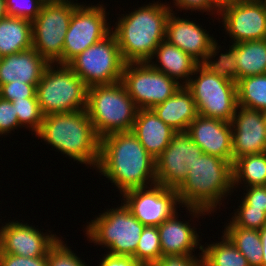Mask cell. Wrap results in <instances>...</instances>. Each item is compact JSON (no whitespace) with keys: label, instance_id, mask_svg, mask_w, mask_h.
Instances as JSON below:
<instances>
[{"label":"cell","instance_id":"6da1fadb","mask_svg":"<svg viewBox=\"0 0 266 266\" xmlns=\"http://www.w3.org/2000/svg\"><path fill=\"white\" fill-rule=\"evenodd\" d=\"M155 160L132 131L106 135L100 139L97 170L114 183L121 194L156 182ZM148 181V182H147Z\"/></svg>","mask_w":266,"mask_h":266},{"label":"cell","instance_id":"7a4b0ae2","mask_svg":"<svg viewBox=\"0 0 266 266\" xmlns=\"http://www.w3.org/2000/svg\"><path fill=\"white\" fill-rule=\"evenodd\" d=\"M187 167V177L176 189L181 205L193 215L211 214L231 189L233 192V164L202 153Z\"/></svg>","mask_w":266,"mask_h":266},{"label":"cell","instance_id":"3957f363","mask_svg":"<svg viewBox=\"0 0 266 266\" xmlns=\"http://www.w3.org/2000/svg\"><path fill=\"white\" fill-rule=\"evenodd\" d=\"M170 6L153 3L135 9L118 20L115 30L123 60L128 62H148L155 49L165 40Z\"/></svg>","mask_w":266,"mask_h":266},{"label":"cell","instance_id":"277c9868","mask_svg":"<svg viewBox=\"0 0 266 266\" xmlns=\"http://www.w3.org/2000/svg\"><path fill=\"white\" fill-rule=\"evenodd\" d=\"M35 135L74 161L94 168L99 163L100 138L86 109L44 116Z\"/></svg>","mask_w":266,"mask_h":266},{"label":"cell","instance_id":"5b68a950","mask_svg":"<svg viewBox=\"0 0 266 266\" xmlns=\"http://www.w3.org/2000/svg\"><path fill=\"white\" fill-rule=\"evenodd\" d=\"M86 111L101 139L112 133L131 131L138 108L120 81L89 87Z\"/></svg>","mask_w":266,"mask_h":266},{"label":"cell","instance_id":"8992f818","mask_svg":"<svg viewBox=\"0 0 266 266\" xmlns=\"http://www.w3.org/2000/svg\"><path fill=\"white\" fill-rule=\"evenodd\" d=\"M52 65L46 67L36 86L42 114L47 116L86 109L88 87L84 81L67 64H58L57 70Z\"/></svg>","mask_w":266,"mask_h":266},{"label":"cell","instance_id":"52a82bcc","mask_svg":"<svg viewBox=\"0 0 266 266\" xmlns=\"http://www.w3.org/2000/svg\"><path fill=\"white\" fill-rule=\"evenodd\" d=\"M122 204L91 220L85 232L91 242L110 249L108 254L134 258L145 225L131 214L124 203Z\"/></svg>","mask_w":266,"mask_h":266},{"label":"cell","instance_id":"ba28073f","mask_svg":"<svg viewBox=\"0 0 266 266\" xmlns=\"http://www.w3.org/2000/svg\"><path fill=\"white\" fill-rule=\"evenodd\" d=\"M77 6L70 0H46L32 21V47L49 64H63L65 35Z\"/></svg>","mask_w":266,"mask_h":266},{"label":"cell","instance_id":"9c48e42d","mask_svg":"<svg viewBox=\"0 0 266 266\" xmlns=\"http://www.w3.org/2000/svg\"><path fill=\"white\" fill-rule=\"evenodd\" d=\"M125 64L116 36L111 32L103 40L78 54L67 65L89 88L120 82Z\"/></svg>","mask_w":266,"mask_h":266},{"label":"cell","instance_id":"30bf717a","mask_svg":"<svg viewBox=\"0 0 266 266\" xmlns=\"http://www.w3.org/2000/svg\"><path fill=\"white\" fill-rule=\"evenodd\" d=\"M198 73L197 78L185 85L195 100L198 114L231 123L238 106L236 82L218 77L201 64L193 74Z\"/></svg>","mask_w":266,"mask_h":266},{"label":"cell","instance_id":"8fae6325","mask_svg":"<svg viewBox=\"0 0 266 266\" xmlns=\"http://www.w3.org/2000/svg\"><path fill=\"white\" fill-rule=\"evenodd\" d=\"M121 82L138 109H152L174 95L182 86L148 62L126 63Z\"/></svg>","mask_w":266,"mask_h":266},{"label":"cell","instance_id":"7c38bea8","mask_svg":"<svg viewBox=\"0 0 266 266\" xmlns=\"http://www.w3.org/2000/svg\"><path fill=\"white\" fill-rule=\"evenodd\" d=\"M102 5H78L69 23L63 48V64H68L88 47L103 40L111 33Z\"/></svg>","mask_w":266,"mask_h":266},{"label":"cell","instance_id":"4fadbf2b","mask_svg":"<svg viewBox=\"0 0 266 266\" xmlns=\"http://www.w3.org/2000/svg\"><path fill=\"white\" fill-rule=\"evenodd\" d=\"M122 195L125 206L145 226H159L177 213L176 205L180 204L176 189L158 183L150 187L132 189Z\"/></svg>","mask_w":266,"mask_h":266},{"label":"cell","instance_id":"5bb4252c","mask_svg":"<svg viewBox=\"0 0 266 266\" xmlns=\"http://www.w3.org/2000/svg\"><path fill=\"white\" fill-rule=\"evenodd\" d=\"M234 43L266 39V2L235 0L219 10Z\"/></svg>","mask_w":266,"mask_h":266},{"label":"cell","instance_id":"9a60e30c","mask_svg":"<svg viewBox=\"0 0 266 266\" xmlns=\"http://www.w3.org/2000/svg\"><path fill=\"white\" fill-rule=\"evenodd\" d=\"M202 153L186 131L176 132L169 145L155 160L156 182L167 188L177 189L187 177V164H191Z\"/></svg>","mask_w":266,"mask_h":266},{"label":"cell","instance_id":"2e32d148","mask_svg":"<svg viewBox=\"0 0 266 266\" xmlns=\"http://www.w3.org/2000/svg\"><path fill=\"white\" fill-rule=\"evenodd\" d=\"M58 240L54 234L46 235L29 224L9 222L0 229V253L32 258L47 256Z\"/></svg>","mask_w":266,"mask_h":266},{"label":"cell","instance_id":"e0dca14e","mask_svg":"<svg viewBox=\"0 0 266 266\" xmlns=\"http://www.w3.org/2000/svg\"><path fill=\"white\" fill-rule=\"evenodd\" d=\"M231 124L233 164L241 156L266 152V126L262 111L237 106Z\"/></svg>","mask_w":266,"mask_h":266},{"label":"cell","instance_id":"ac0fdd59","mask_svg":"<svg viewBox=\"0 0 266 266\" xmlns=\"http://www.w3.org/2000/svg\"><path fill=\"white\" fill-rule=\"evenodd\" d=\"M186 132L203 153L220 157L233 164L230 122L198 114Z\"/></svg>","mask_w":266,"mask_h":266},{"label":"cell","instance_id":"d6986e66","mask_svg":"<svg viewBox=\"0 0 266 266\" xmlns=\"http://www.w3.org/2000/svg\"><path fill=\"white\" fill-rule=\"evenodd\" d=\"M174 14L171 12L167 19L165 40L189 54L200 64L216 40L206 33L199 24L187 19H180Z\"/></svg>","mask_w":266,"mask_h":266},{"label":"cell","instance_id":"ffe728a7","mask_svg":"<svg viewBox=\"0 0 266 266\" xmlns=\"http://www.w3.org/2000/svg\"><path fill=\"white\" fill-rule=\"evenodd\" d=\"M48 65L33 47L4 56L0 62V86L14 81L33 84L36 87Z\"/></svg>","mask_w":266,"mask_h":266},{"label":"cell","instance_id":"44dd1931","mask_svg":"<svg viewBox=\"0 0 266 266\" xmlns=\"http://www.w3.org/2000/svg\"><path fill=\"white\" fill-rule=\"evenodd\" d=\"M131 131L154 159L162 154L176 133L152 109H138Z\"/></svg>","mask_w":266,"mask_h":266},{"label":"cell","instance_id":"7402d4cb","mask_svg":"<svg viewBox=\"0 0 266 266\" xmlns=\"http://www.w3.org/2000/svg\"><path fill=\"white\" fill-rule=\"evenodd\" d=\"M177 213L157 226L160 237L162 257L193 256L192 251L198 248L199 235L194 227L178 220ZM177 217V218H176ZM199 239V240H198Z\"/></svg>","mask_w":266,"mask_h":266},{"label":"cell","instance_id":"603a6c76","mask_svg":"<svg viewBox=\"0 0 266 266\" xmlns=\"http://www.w3.org/2000/svg\"><path fill=\"white\" fill-rule=\"evenodd\" d=\"M152 110L176 132L187 131L190 123L198 115L195 100L185 86H181L174 95L154 106Z\"/></svg>","mask_w":266,"mask_h":266},{"label":"cell","instance_id":"cb8c5ba5","mask_svg":"<svg viewBox=\"0 0 266 266\" xmlns=\"http://www.w3.org/2000/svg\"><path fill=\"white\" fill-rule=\"evenodd\" d=\"M154 57L159 59L157 61L160 65L151 63ZM148 63H151L150 65L157 71L163 72L177 82H179V79L185 80V82H182V86H185L192 78L190 76L193 75L196 66L199 64L189 54L170 44L167 40H163L159 44Z\"/></svg>","mask_w":266,"mask_h":266},{"label":"cell","instance_id":"d4e9b609","mask_svg":"<svg viewBox=\"0 0 266 266\" xmlns=\"http://www.w3.org/2000/svg\"><path fill=\"white\" fill-rule=\"evenodd\" d=\"M32 48V21L7 16L0 20V55L2 57Z\"/></svg>","mask_w":266,"mask_h":266},{"label":"cell","instance_id":"484cf974","mask_svg":"<svg viewBox=\"0 0 266 266\" xmlns=\"http://www.w3.org/2000/svg\"><path fill=\"white\" fill-rule=\"evenodd\" d=\"M238 80L266 74V39L236 43Z\"/></svg>","mask_w":266,"mask_h":266},{"label":"cell","instance_id":"4316f807","mask_svg":"<svg viewBox=\"0 0 266 266\" xmlns=\"http://www.w3.org/2000/svg\"><path fill=\"white\" fill-rule=\"evenodd\" d=\"M241 181L249 186L266 185V152L237 158L233 164V186Z\"/></svg>","mask_w":266,"mask_h":266},{"label":"cell","instance_id":"83f0119b","mask_svg":"<svg viewBox=\"0 0 266 266\" xmlns=\"http://www.w3.org/2000/svg\"><path fill=\"white\" fill-rule=\"evenodd\" d=\"M224 235L247 259L249 266L262 265V245L259 230L242 227H226Z\"/></svg>","mask_w":266,"mask_h":266},{"label":"cell","instance_id":"f1b7e54d","mask_svg":"<svg viewBox=\"0 0 266 266\" xmlns=\"http://www.w3.org/2000/svg\"><path fill=\"white\" fill-rule=\"evenodd\" d=\"M221 242H216L207 247L199 244L202 251L203 266H249L247 259L225 236Z\"/></svg>","mask_w":266,"mask_h":266},{"label":"cell","instance_id":"f546056e","mask_svg":"<svg viewBox=\"0 0 266 266\" xmlns=\"http://www.w3.org/2000/svg\"><path fill=\"white\" fill-rule=\"evenodd\" d=\"M236 87L238 106L266 111V74L242 78Z\"/></svg>","mask_w":266,"mask_h":266},{"label":"cell","instance_id":"4dcf8cb0","mask_svg":"<svg viewBox=\"0 0 266 266\" xmlns=\"http://www.w3.org/2000/svg\"><path fill=\"white\" fill-rule=\"evenodd\" d=\"M215 41L210 48L209 53L205 56V59L200 63L209 72L217 75L218 77L224 78L231 82L238 81V68H237V55H236V43L230 46L228 52L225 54L221 53L216 61H212V57H216L217 46ZM210 59V60H209Z\"/></svg>","mask_w":266,"mask_h":266},{"label":"cell","instance_id":"1f68e13d","mask_svg":"<svg viewBox=\"0 0 266 266\" xmlns=\"http://www.w3.org/2000/svg\"><path fill=\"white\" fill-rule=\"evenodd\" d=\"M162 258L159 231L157 226H145L140 236L134 259L145 266L158 263Z\"/></svg>","mask_w":266,"mask_h":266},{"label":"cell","instance_id":"d6a6232c","mask_svg":"<svg viewBox=\"0 0 266 266\" xmlns=\"http://www.w3.org/2000/svg\"><path fill=\"white\" fill-rule=\"evenodd\" d=\"M15 106L19 125L28 126L37 133L41 127L44 115L41 112L37 98H23L11 101ZM25 125V126H24Z\"/></svg>","mask_w":266,"mask_h":266},{"label":"cell","instance_id":"836d02e7","mask_svg":"<svg viewBox=\"0 0 266 266\" xmlns=\"http://www.w3.org/2000/svg\"><path fill=\"white\" fill-rule=\"evenodd\" d=\"M229 224V225H228ZM227 227H242L246 229L261 230L266 226V213L263 209L252 207H239Z\"/></svg>","mask_w":266,"mask_h":266},{"label":"cell","instance_id":"e575fe53","mask_svg":"<svg viewBox=\"0 0 266 266\" xmlns=\"http://www.w3.org/2000/svg\"><path fill=\"white\" fill-rule=\"evenodd\" d=\"M46 0H5L7 16L33 21Z\"/></svg>","mask_w":266,"mask_h":266},{"label":"cell","instance_id":"d590c367","mask_svg":"<svg viewBox=\"0 0 266 266\" xmlns=\"http://www.w3.org/2000/svg\"><path fill=\"white\" fill-rule=\"evenodd\" d=\"M60 238L47 254V266H87Z\"/></svg>","mask_w":266,"mask_h":266},{"label":"cell","instance_id":"8d00e7d4","mask_svg":"<svg viewBox=\"0 0 266 266\" xmlns=\"http://www.w3.org/2000/svg\"><path fill=\"white\" fill-rule=\"evenodd\" d=\"M0 98L8 101L37 98L36 87L26 83H8L0 86Z\"/></svg>","mask_w":266,"mask_h":266},{"label":"cell","instance_id":"74e56055","mask_svg":"<svg viewBox=\"0 0 266 266\" xmlns=\"http://www.w3.org/2000/svg\"><path fill=\"white\" fill-rule=\"evenodd\" d=\"M20 127L15 106L11 101L0 98V135Z\"/></svg>","mask_w":266,"mask_h":266},{"label":"cell","instance_id":"f35d334b","mask_svg":"<svg viewBox=\"0 0 266 266\" xmlns=\"http://www.w3.org/2000/svg\"><path fill=\"white\" fill-rule=\"evenodd\" d=\"M242 204L238 207H252L263 209L266 213V187L265 186H249Z\"/></svg>","mask_w":266,"mask_h":266},{"label":"cell","instance_id":"ab89813d","mask_svg":"<svg viewBox=\"0 0 266 266\" xmlns=\"http://www.w3.org/2000/svg\"><path fill=\"white\" fill-rule=\"evenodd\" d=\"M0 266H47V256L32 258L0 253Z\"/></svg>","mask_w":266,"mask_h":266},{"label":"cell","instance_id":"60d3db41","mask_svg":"<svg viewBox=\"0 0 266 266\" xmlns=\"http://www.w3.org/2000/svg\"><path fill=\"white\" fill-rule=\"evenodd\" d=\"M200 259L194 256H164L158 263H151L145 266H203V256Z\"/></svg>","mask_w":266,"mask_h":266},{"label":"cell","instance_id":"b9f144b4","mask_svg":"<svg viewBox=\"0 0 266 266\" xmlns=\"http://www.w3.org/2000/svg\"><path fill=\"white\" fill-rule=\"evenodd\" d=\"M174 5L178 8H182L183 10H197V11H207L213 12L216 11L217 15H219V8L211 1V0H173ZM216 9V10H215Z\"/></svg>","mask_w":266,"mask_h":266},{"label":"cell","instance_id":"7bdbcfd3","mask_svg":"<svg viewBox=\"0 0 266 266\" xmlns=\"http://www.w3.org/2000/svg\"><path fill=\"white\" fill-rule=\"evenodd\" d=\"M99 266H142L133 257L106 254Z\"/></svg>","mask_w":266,"mask_h":266},{"label":"cell","instance_id":"ee69618b","mask_svg":"<svg viewBox=\"0 0 266 266\" xmlns=\"http://www.w3.org/2000/svg\"><path fill=\"white\" fill-rule=\"evenodd\" d=\"M259 235L261 239V245H262V265L266 266V226H264L261 230H259Z\"/></svg>","mask_w":266,"mask_h":266},{"label":"cell","instance_id":"f6af8a7d","mask_svg":"<svg viewBox=\"0 0 266 266\" xmlns=\"http://www.w3.org/2000/svg\"><path fill=\"white\" fill-rule=\"evenodd\" d=\"M219 9L223 8L226 5H229L235 0H211Z\"/></svg>","mask_w":266,"mask_h":266},{"label":"cell","instance_id":"bcb514c9","mask_svg":"<svg viewBox=\"0 0 266 266\" xmlns=\"http://www.w3.org/2000/svg\"><path fill=\"white\" fill-rule=\"evenodd\" d=\"M7 17L5 0H0V20Z\"/></svg>","mask_w":266,"mask_h":266},{"label":"cell","instance_id":"7dc6e473","mask_svg":"<svg viewBox=\"0 0 266 266\" xmlns=\"http://www.w3.org/2000/svg\"><path fill=\"white\" fill-rule=\"evenodd\" d=\"M263 117H264L265 126H266V111L263 112Z\"/></svg>","mask_w":266,"mask_h":266}]
</instances>
